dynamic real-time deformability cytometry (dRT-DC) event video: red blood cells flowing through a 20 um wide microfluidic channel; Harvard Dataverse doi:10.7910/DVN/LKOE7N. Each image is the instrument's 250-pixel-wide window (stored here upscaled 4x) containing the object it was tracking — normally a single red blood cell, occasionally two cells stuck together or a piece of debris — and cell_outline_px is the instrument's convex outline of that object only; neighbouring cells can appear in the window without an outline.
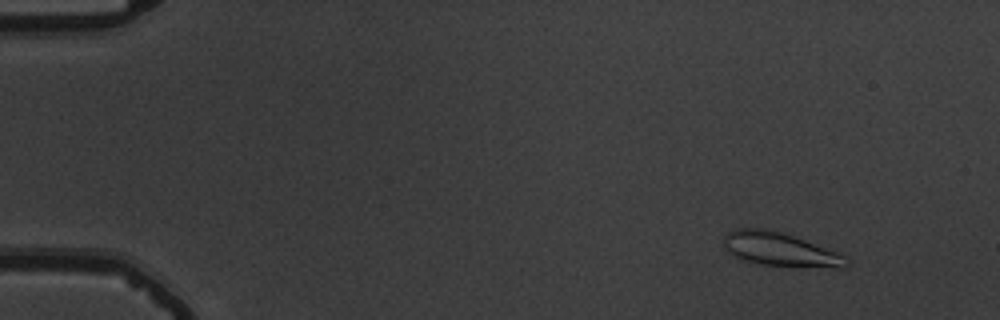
{"species": "common noctule bat (a hibernating species)", "species_latin": "Nyctalus noctula", "temperature_condition": "warm", "stored_images_in_passage": 55, "camera_frame_rate_fps": 3000, "um_per_image_px": 0.085, "animal": {"sex": "male", "body_mass_g": 19.5, "forearm_length_mm": 54.6}, "frame": {"image": 1, "passage_image": 6, "time_ms": 1.667, "image_size_px": [1000, 320], "cell_outline_px": [[852, 260], [848, 264], [840, 268], [760, 264], [740, 260], [728, 252], [724, 248], [724, 236], [728, 232], [736, 228], [764, 228], [780, 232], [804, 240], [836, 252]], "centroid_in_image_um": [66.25, 21.2], "position_along_channel_um": 18.7, "area_um2": 23.81}}
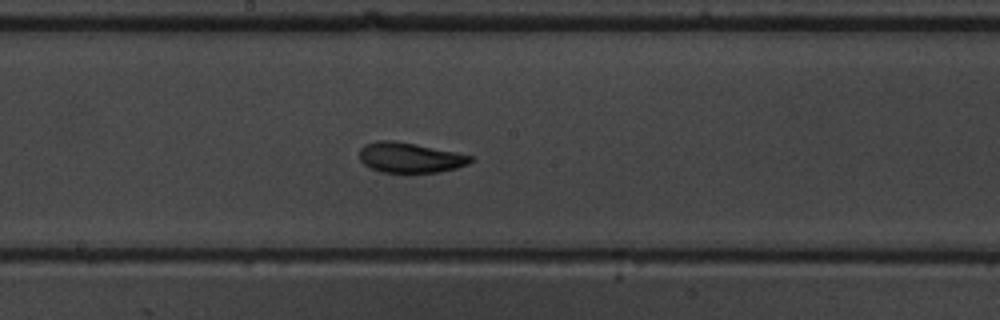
{"frame": {"image": 2, "passage_image": 31, "time_ms": 10.0, "image_size_px": [1000, 320], "cell_outline_px": [[472, 160], [468, 164], [456, 168], [440, 172], [408, 176], [380, 172], [364, 164], [360, 160], [360, 148], [364, 144], [376, 140], [392, 140], [416, 144], [456, 152], [472, 156]], "centroid_in_image_um": [34.82, 13.44], "position_along_channel_um": 213.4, "area_um2": 20.35}}
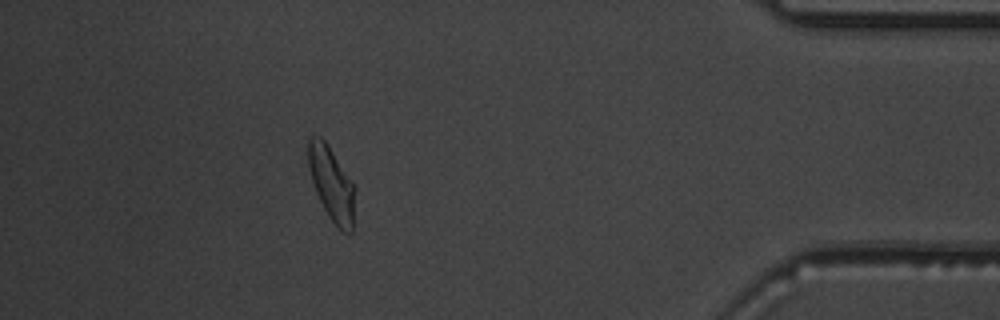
{"frame": {"image": 3, "passage_image": 50, "time_ms": 16.333, "image_size_px": [1000, 320], "cell_outline_px": [[356, 188], [352, 232], [340, 232], [336, 228], [328, 216], [316, 192], [312, 180], [308, 164], [308, 140], [312, 136], [320, 136], [324, 140], [356, 184]], "centroid_in_image_um": [28.22, 15.66], "position_along_channel_um": 407.0, "area_um2": 20.4}, "authors_computed_cell_mechanics": {"area_um2": 20.23, "velocity_mm_per_s": 3.7431, "shape_relaxation_time_tau1_ms": 5.6419, "shape_relaxation_time_tau2_ms": 2.0947, "deformation_change_tau1": 0.1794, "deformation_change_tau2": 0.0795}}